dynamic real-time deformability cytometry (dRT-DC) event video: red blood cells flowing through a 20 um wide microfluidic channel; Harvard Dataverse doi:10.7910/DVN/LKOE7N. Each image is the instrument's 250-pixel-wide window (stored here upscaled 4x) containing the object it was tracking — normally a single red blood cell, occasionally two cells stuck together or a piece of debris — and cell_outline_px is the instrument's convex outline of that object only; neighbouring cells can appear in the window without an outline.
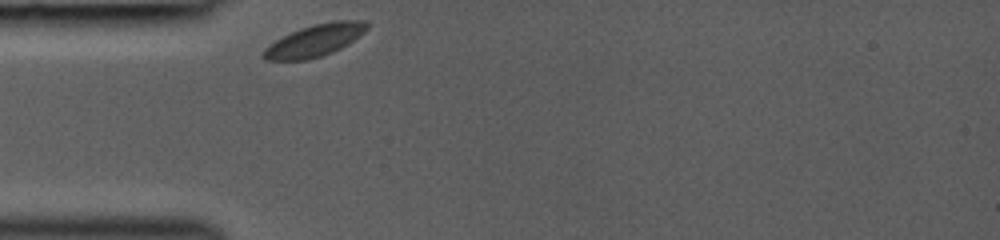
{"species": "common noctule bat (a hibernating species)", "species_latin": "Nyctalus noctula", "temperature_condition": "room temperature", "stored_images_in_passage": 27, "camera_frame_rate_fps": 3000, "um_per_image_px": 0.085, "animal": {"sex": "female", "body_mass_g": 19.0, "forearm_length_mm": 53.3}, "frame": {"image": 1, "passage_image": 1, "time_ms": 0.0, "image_size_px": [1000, 240], "cell_outline_px": [[368, 28], [364, 32], [340, 48], [332, 52], [320, 56], [304, 60], [264, 60], [260, 52], [268, 44], [300, 28], [312, 24], [332, 20], [360, 20], [368, 24]], "centroid_in_image_um": [26.7, 3.43], "position_along_channel_um": 58.3, "area_um2": 19.19}}
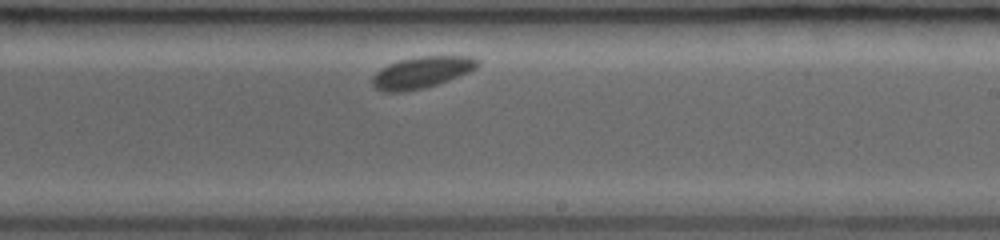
{"frame": {"image": 2, "passage_image": 16, "time_ms": 5.0, "image_size_px": [1000, 240], "cell_outline_px": [[480, 64], [476, 68], [468, 72], [448, 80], [424, 88], [404, 92], [384, 92], [376, 88], [372, 84], [372, 76], [380, 68], [388, 64], [400, 60], [416, 56], [472, 56], [480, 60]], "centroid_in_image_um": [35.83, 6.14], "position_along_channel_um": 253.2, "area_um2": 19.42}}
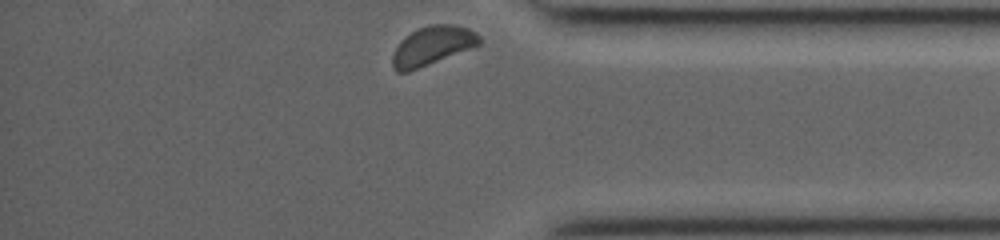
{"frame": {"image": 3, "passage_image": 27, "time_ms": 8.667, "image_size_px": [1000, 240], "cell_outline_px": [[480, 44], [408, 72], [396, 72], [392, 68], [392, 56], [400, 40], [412, 32], [420, 28], [432, 24], [452, 24], [468, 28], [476, 32], [480, 36]], "centroid_in_image_um": [36.72, 3.88], "position_along_channel_um": 398.5, "area_um2": 19.36}}